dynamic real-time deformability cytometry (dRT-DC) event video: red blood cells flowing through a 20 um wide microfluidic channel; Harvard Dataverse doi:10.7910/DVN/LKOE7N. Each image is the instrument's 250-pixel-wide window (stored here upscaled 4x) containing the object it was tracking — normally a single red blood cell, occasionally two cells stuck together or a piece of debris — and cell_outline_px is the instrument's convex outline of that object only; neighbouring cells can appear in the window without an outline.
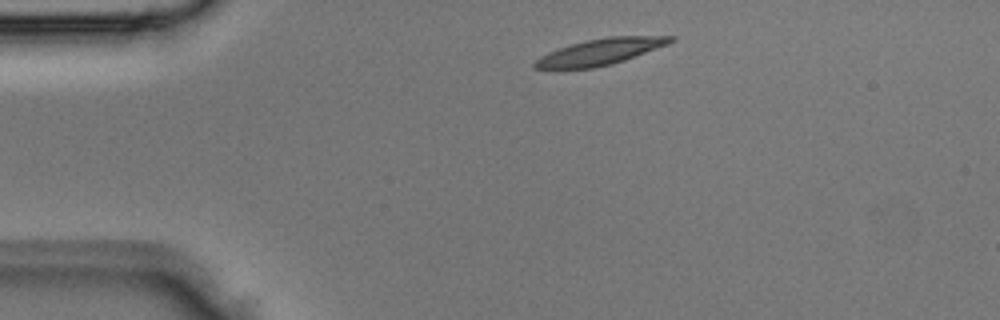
{"species": "Egyptian fruit bat (a non-hibernating species)", "species_latin": "Rousettus aegyptiacus", "temperature_condition": "room temperature", "stored_images_in_passage": 2, "camera_frame_rate_fps": 3000, "um_per_image_px": 0.085, "animal": {"sex": "male"}, "frame": {"image": 1, "passage_image": 1, "time_ms": 0.0, "image_size_px": [1000, 320], "cell_outline_px": [[676, 40], [668, 44], [624, 60], [612, 64], [592, 68], [532, 68], [532, 64], [540, 56], [548, 52], [572, 44], [588, 40], [608, 36], [676, 36]], "centroid_in_image_um": [51.04, 4.39], "position_along_channel_um": 34.0, "area_um2": 20.4}}